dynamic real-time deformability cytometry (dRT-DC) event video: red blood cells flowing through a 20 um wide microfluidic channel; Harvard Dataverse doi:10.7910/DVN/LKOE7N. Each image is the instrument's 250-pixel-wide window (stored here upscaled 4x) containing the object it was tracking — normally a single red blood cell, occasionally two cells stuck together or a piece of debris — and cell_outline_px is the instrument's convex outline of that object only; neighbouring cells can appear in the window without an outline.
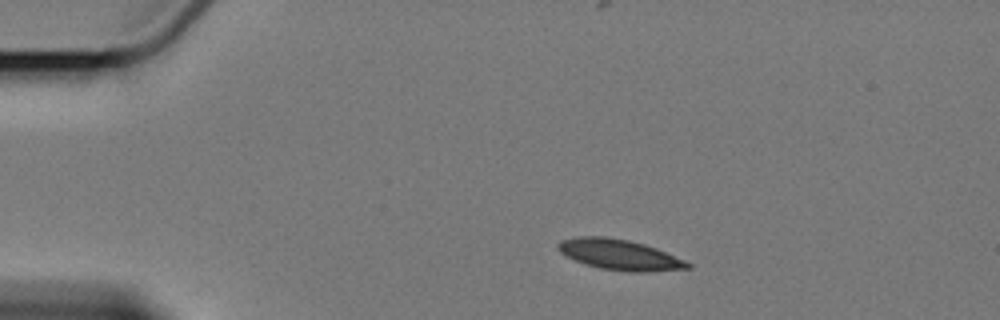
{"species": "Egyptian fruit bat (a non-hibernating species)", "species_latin": "Rousettus aegyptiacus", "temperature_condition": "cold", "stored_images_in_passage": 4, "camera_frame_rate_fps": 3000, "um_per_image_px": 0.085, "animal": {"sex": "female"}, "frame": {"image": 1, "passage_image": 1, "time_ms": 0.0, "image_size_px": [1000, 320], "cell_outline_px": [[692, 268], [648, 272], [628, 272], [600, 268], [584, 264], [560, 252], [556, 248], [556, 244], [560, 240], [576, 236], [604, 236], [628, 240], [644, 244], [656, 248], [684, 260], [692, 264]], "centroid_in_image_um": [52.64, 21.65], "position_along_channel_um": 32.4, "area_um2": 23.12}}
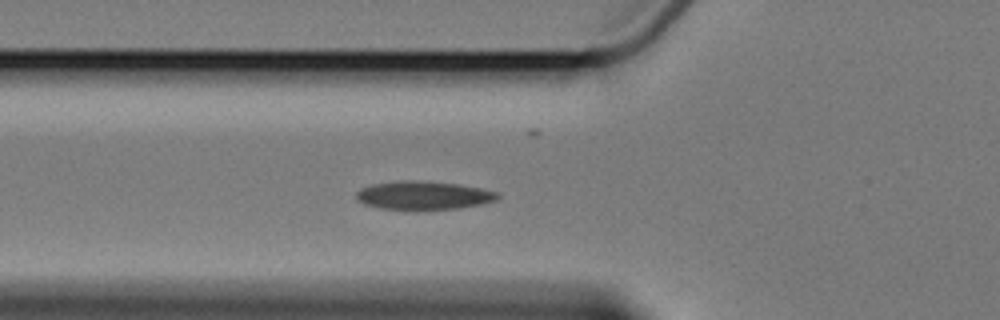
{"frame": {"image": 2, "passage_image": 4, "time_ms": 3.333, "image_size_px": [1000, 320], "cell_outline_px": [[500, 196], [496, 200], [480, 204], [460, 208], [416, 212], [380, 208], [364, 204], [356, 200], [356, 192], [360, 188], [372, 184], [400, 180], [424, 180], [460, 184], [500, 192]], "centroid_in_image_um": [35.98, 16.63], "position_along_channel_um": 89.8, "area_um2": 24.39}}